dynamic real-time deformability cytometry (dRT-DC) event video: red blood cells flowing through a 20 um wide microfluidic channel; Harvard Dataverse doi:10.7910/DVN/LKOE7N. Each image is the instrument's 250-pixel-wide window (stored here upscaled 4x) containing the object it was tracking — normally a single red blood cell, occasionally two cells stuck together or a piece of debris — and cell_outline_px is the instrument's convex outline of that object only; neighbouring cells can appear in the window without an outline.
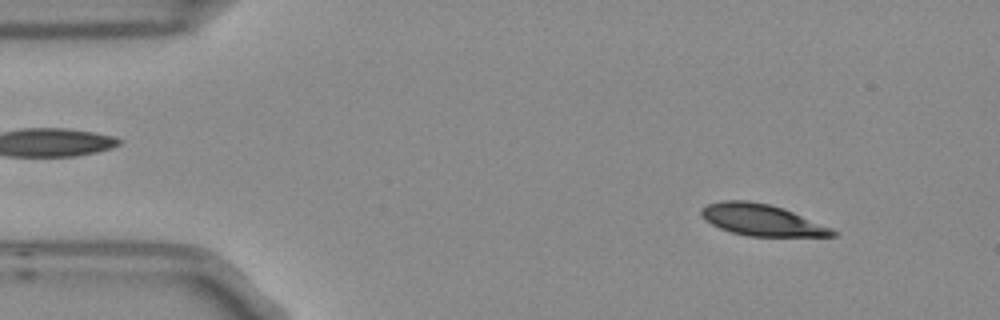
{"species": "Egyptian fruit bat (a non-hibernating species)", "species_latin": "Rousettus aegyptiacus", "temperature_condition": "room temperature", "stored_images_in_passage": 13, "camera_frame_rate_fps": 3000, "um_per_image_px": 0.085, "frame": {"image": 1, "passage_image": 1, "time_ms": 0.0, "image_size_px": [1000, 320], "cell_outline_px": [[840, 232], [836, 236], [748, 236], [732, 232], [720, 228], [704, 220], [700, 212], [700, 208], [708, 204], [724, 200], [748, 200], [768, 204], [784, 208], [832, 228]], "centroid_in_image_um": [64.75, 18.69], "position_along_channel_um": 20.2, "area_um2": 24.1}}
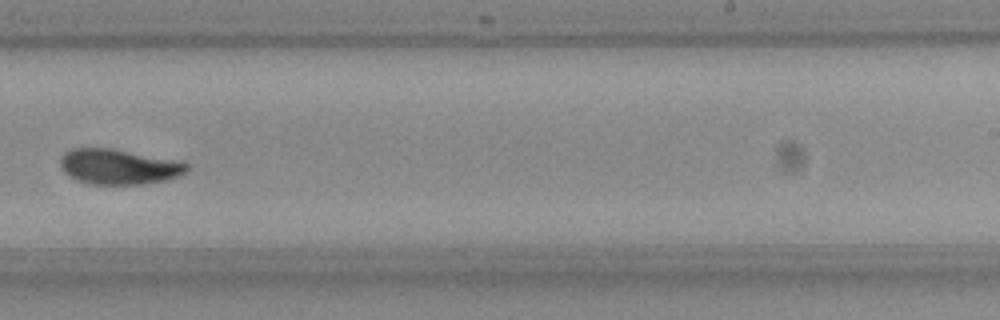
{"frame": {"image": 2, "passage_image": 8, "time_ms": 2.333, "image_size_px": [1000, 320], "cell_outline_px": [[188, 172], [180, 176], [164, 180], [144, 184], [92, 184], [80, 180], [64, 172], [60, 164], [60, 160], [64, 152], [72, 148], [108, 148], [188, 164]], "centroid_in_image_um": [10.05, 14.18], "position_along_channel_um": 278.9, "area_um2": 25.2}}
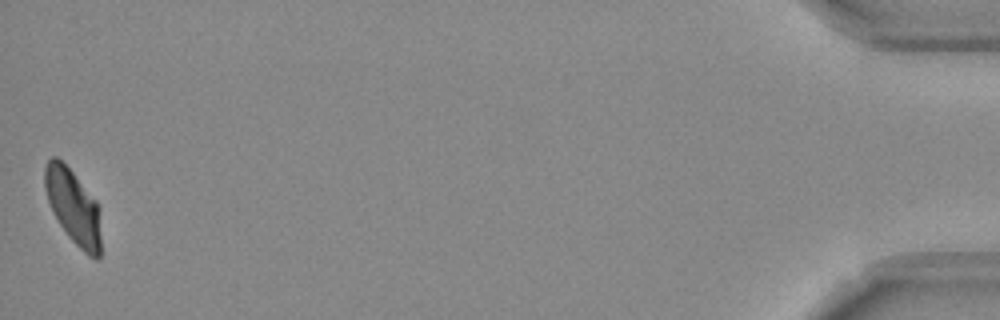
{"frame": {"image": 3, "passage_image": 13, "time_ms": 4.0, "image_size_px": [1000, 320], "cell_outline_px": [[100, 256], [96, 260], [88, 256], [68, 236], [60, 224], [48, 200], [44, 188], [44, 168], [48, 160], [52, 156], [56, 156], [72, 172], [96, 200], [100, 208]], "centroid_in_image_um": [6.24, 17.58], "position_along_channel_um": 429.0, "area_um2": 24.28}}